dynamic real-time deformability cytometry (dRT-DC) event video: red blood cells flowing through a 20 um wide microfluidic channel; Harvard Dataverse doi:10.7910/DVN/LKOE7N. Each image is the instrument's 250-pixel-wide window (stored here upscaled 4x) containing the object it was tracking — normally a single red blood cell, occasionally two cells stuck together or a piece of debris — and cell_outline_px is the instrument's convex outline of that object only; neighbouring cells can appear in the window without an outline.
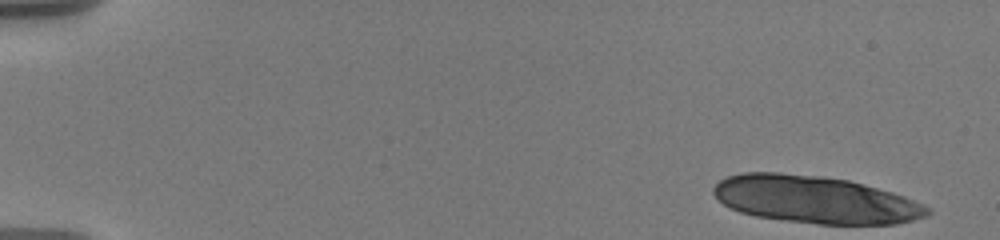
{"species": "human", "species_latin": "Homo sapiens", "temperature_condition": "warm", "stored_images_in_passage": 17, "camera_frame_rate_fps": 3000, "um_per_image_px": 0.085, "donor": {"sex": "male"}, "frame": {"image": 1, "passage_image": 1, "time_ms": 0.0, "image_size_px": [1000, 240], "cell_outline_px": [[932, 212], [928, 216], [896, 224], [816, 224], [784, 220], [756, 216], [740, 212], [724, 204], [712, 192], [712, 188], [720, 180], [728, 176], [740, 172], [780, 172], [824, 176], [848, 180], [892, 192], [904, 196], [924, 204]], "centroid_in_image_um": [69.29, 16.96], "position_along_channel_um": 15.7, "area_um2": 59.13}}